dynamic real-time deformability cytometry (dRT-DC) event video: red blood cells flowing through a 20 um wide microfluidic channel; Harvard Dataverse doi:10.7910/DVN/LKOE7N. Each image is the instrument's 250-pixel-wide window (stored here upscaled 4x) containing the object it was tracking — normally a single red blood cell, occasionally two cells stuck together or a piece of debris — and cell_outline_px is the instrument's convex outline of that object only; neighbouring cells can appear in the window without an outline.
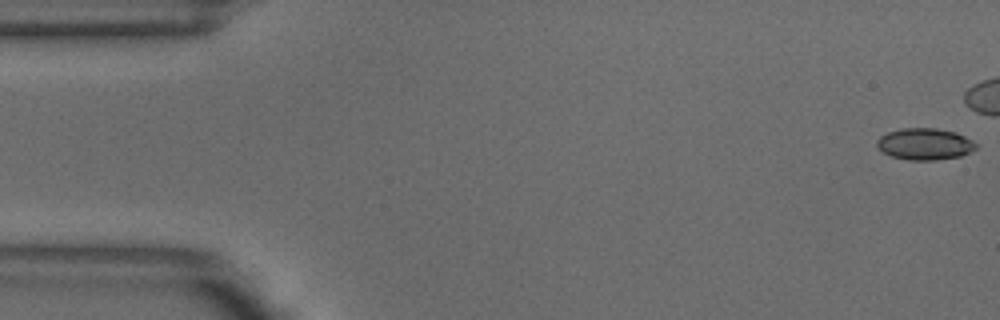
{"species": "common noctule bat (a hibernating species)", "species_latin": "Nyctalus noctula", "temperature_condition": "warm", "stored_images_in_passage": 40, "camera_frame_rate_fps": 3000, "um_per_image_px": 0.085, "animal": {"sex": "male", "body_mass_g": 18.8}, "frame": {"image": 1, "passage_image": 1, "time_ms": 0.0, "image_size_px": [1000, 320], "cell_outline_px": [[976, 148], [960, 156], [936, 160], [908, 160], [892, 156], [884, 152], [876, 144], [876, 140], [880, 136], [888, 132], [900, 128], [936, 128], [956, 132], [972, 140], [976, 144]], "centroid_in_image_um": [78.59, 12.23], "position_along_channel_um": 6.4, "area_um2": 18.15}}